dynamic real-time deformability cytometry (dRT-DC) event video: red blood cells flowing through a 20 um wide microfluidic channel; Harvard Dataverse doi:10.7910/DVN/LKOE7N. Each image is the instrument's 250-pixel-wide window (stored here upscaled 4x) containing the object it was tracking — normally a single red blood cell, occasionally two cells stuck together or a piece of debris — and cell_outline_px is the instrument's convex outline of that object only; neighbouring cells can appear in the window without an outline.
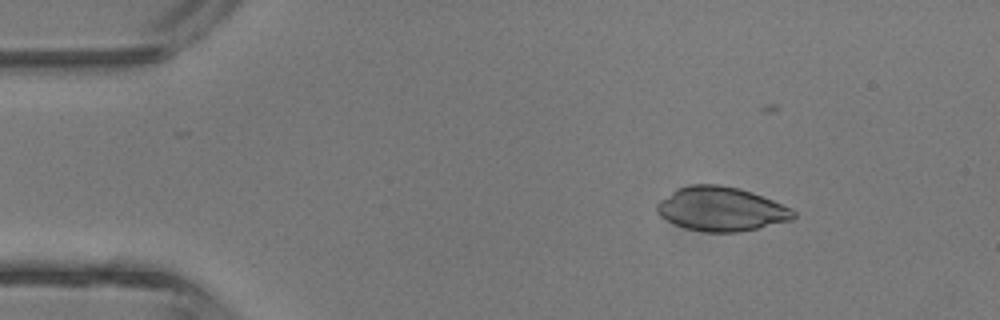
{"species": "common noctule bat (a hibernating species)", "species_latin": "Nyctalus noctula", "temperature_condition": "room temperature", "stored_images_in_passage": 40, "camera_frame_rate_fps": 3000, "um_per_image_px": 0.085, "animal": {"sex": "male", "body_mass_g": 13.3}, "frame": {"image": 1, "passage_image": 7, "time_ms": 2.0, "image_size_px": [1000, 320], "cell_outline_px": [[796, 216], [792, 220], [740, 232], [704, 232], [684, 228], [660, 216], [656, 212], [656, 204], [660, 200], [676, 188], [688, 184], [720, 184], [740, 188], [752, 192], [772, 200], [796, 212]], "centroid_in_image_um": [61.26, 17.76], "position_along_channel_um": 23.7, "area_um2": 35.14}}